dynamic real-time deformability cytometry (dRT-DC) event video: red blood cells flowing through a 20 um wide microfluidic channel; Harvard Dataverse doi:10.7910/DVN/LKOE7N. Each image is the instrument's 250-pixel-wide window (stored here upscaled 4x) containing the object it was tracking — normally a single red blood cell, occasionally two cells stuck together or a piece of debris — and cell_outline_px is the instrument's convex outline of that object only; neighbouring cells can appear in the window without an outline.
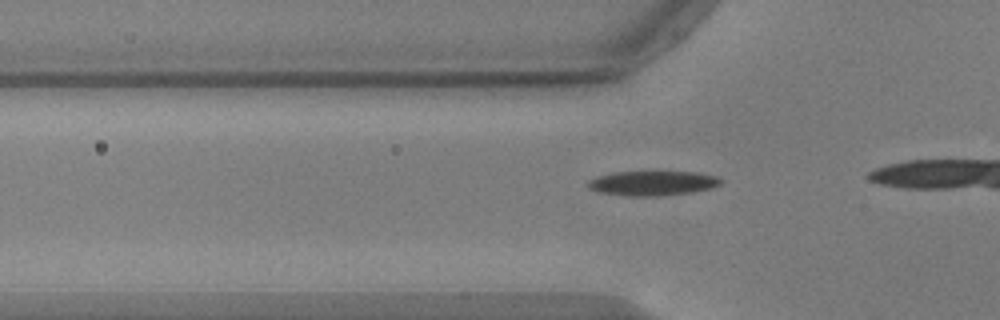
{"species": "common noctule bat (a hibernating species)", "species_latin": "Nyctalus noctula", "temperature_condition": "warm", "stored_images_in_passage": 16, "camera_frame_rate_fps": 3000, "um_per_image_px": 0.085, "animal": {"sex": "male", "body_mass_g": 17.9, "forearm_length_mm": 54.2}, "frame": {"image": 1, "passage_image": 10, "time_ms": 3.0, "image_size_px": [1000, 320], "cell_outline_px": [[724, 180], [720, 184], [712, 188], [692, 192], [656, 196], [628, 196], [600, 192], [588, 188], [584, 184], [588, 180], [596, 176], [612, 172], [656, 168], [700, 172], [716, 176]], "centroid_in_image_um": [55.46, 15.5], "position_along_channel_um": 70.3, "area_um2": 20.52}}
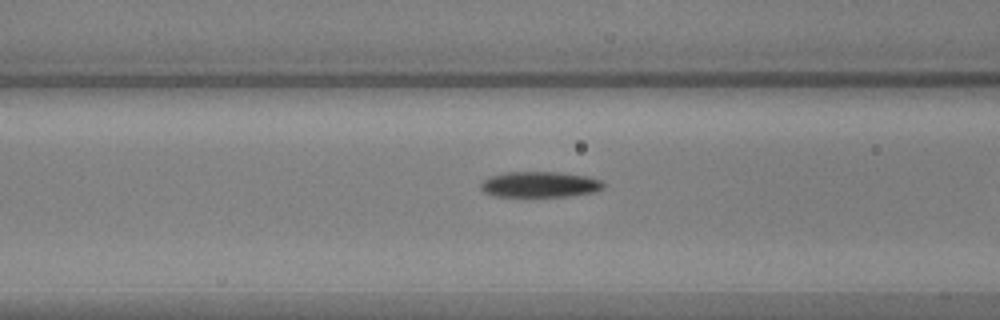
{"frame": {"image": 2, "passage_image": 14, "time_ms": 4.333, "image_size_px": [1000, 320], "cell_outline_px": [[608, 184], [604, 188], [596, 192], [568, 196], [492, 196], [484, 192], [480, 188], [480, 184], [484, 180], [492, 176], [508, 172], [560, 172], [588, 176], [600, 180]], "centroid_in_image_um": [45.94, 15.68], "position_along_channel_um": 120.7, "area_um2": 18.5}}